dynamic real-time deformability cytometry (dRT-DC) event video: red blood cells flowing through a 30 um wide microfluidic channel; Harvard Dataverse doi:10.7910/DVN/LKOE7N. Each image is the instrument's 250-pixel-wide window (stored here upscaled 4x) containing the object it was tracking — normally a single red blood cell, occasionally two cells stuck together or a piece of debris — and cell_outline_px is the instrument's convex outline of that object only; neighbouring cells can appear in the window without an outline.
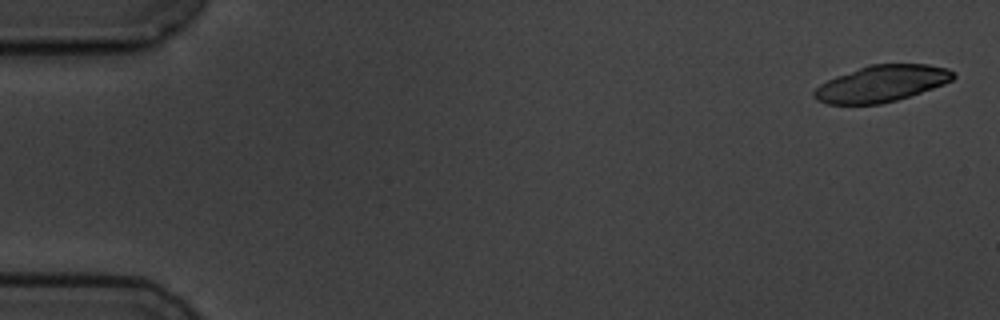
{"species": "common noctule bat (a hibernating species)", "species_latin": "Nyctalus noctula", "temperature_condition": "cold", "stored_images_in_passage": 15, "camera_frame_rate_fps": 3000, "um_per_image_px": 0.085, "animal": {"sex": "male", "body_mass_g": 19.5, "forearm_length_mm": 54.6}, "frame": {"image": 1, "passage_image": 1, "time_ms": 0.0, "image_size_px": [1000, 320], "cell_outline_px": [[956, 76], [952, 80], [944, 84], [896, 100], [880, 104], [828, 104], [816, 100], [812, 96], [812, 92], [820, 84], [836, 76], [872, 64], [928, 64], [948, 68], [956, 72]], "centroid_in_image_um": [74.94, 7.1], "position_along_channel_um": 10.1, "area_um2": 29.42}}